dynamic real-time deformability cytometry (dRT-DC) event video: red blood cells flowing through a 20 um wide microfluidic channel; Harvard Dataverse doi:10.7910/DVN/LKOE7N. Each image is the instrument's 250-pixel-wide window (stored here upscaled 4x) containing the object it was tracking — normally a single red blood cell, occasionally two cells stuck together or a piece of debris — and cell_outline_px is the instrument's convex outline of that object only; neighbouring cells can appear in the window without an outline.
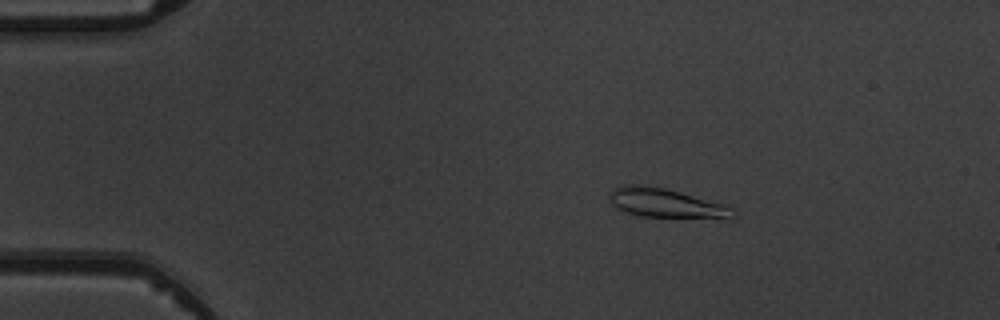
{"species": "common noctule bat (a hibernating species)", "species_latin": "Nyctalus noctula", "temperature_condition": "warm", "stored_images_in_passage": 5, "camera_frame_rate_fps": 3000, "um_per_image_px": 0.085, "animal": {"sex": "male", "body_mass_g": 19.5, "forearm_length_mm": 54.6}, "frame": {"image": 1, "passage_image": 3, "time_ms": 2.0, "image_size_px": [1000, 320], "cell_outline_px": [[736, 216], [728, 220], [640, 216], [628, 212], [620, 208], [608, 200], [608, 192], [612, 188], [624, 184], [636, 184], [664, 188], [680, 192], [724, 204], [732, 208]], "centroid_in_image_um": [56.66, 17.29], "position_along_channel_um": 28.3, "area_um2": 21.44}}